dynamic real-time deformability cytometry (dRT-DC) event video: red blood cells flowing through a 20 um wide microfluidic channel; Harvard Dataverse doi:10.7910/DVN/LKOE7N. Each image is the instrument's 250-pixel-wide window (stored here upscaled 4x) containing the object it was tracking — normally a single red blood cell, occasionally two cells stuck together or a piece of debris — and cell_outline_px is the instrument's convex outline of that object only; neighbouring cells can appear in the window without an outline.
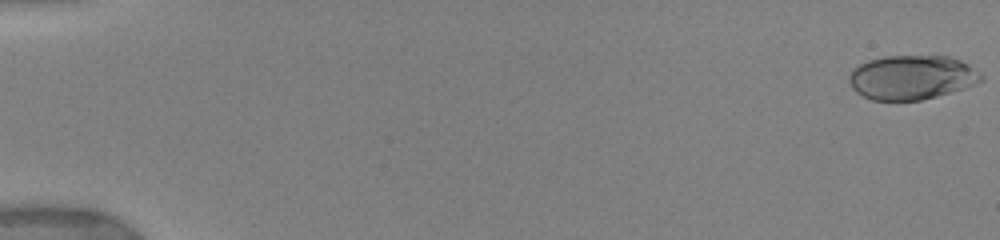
{"species": "human", "species_latin": "Homo sapiens", "temperature_condition": "warm", "stored_images_in_passage": 21, "camera_frame_rate_fps": 3000, "um_per_image_px": 0.085, "donor": {"sex": "female"}, "frame": {"image": 1, "passage_image": 1, "time_ms": 0.0, "image_size_px": [1000, 240], "cell_outline_px": [[984, 80], [964, 88], [936, 96], [920, 100], [872, 100], [856, 92], [852, 88], [848, 80], [848, 76], [852, 68], [868, 60], [884, 56], [948, 56], [960, 60], [968, 64], [984, 76]], "centroid_in_image_um": [77.48, 6.57], "position_along_channel_um": 7.5, "area_um2": 34.1}}
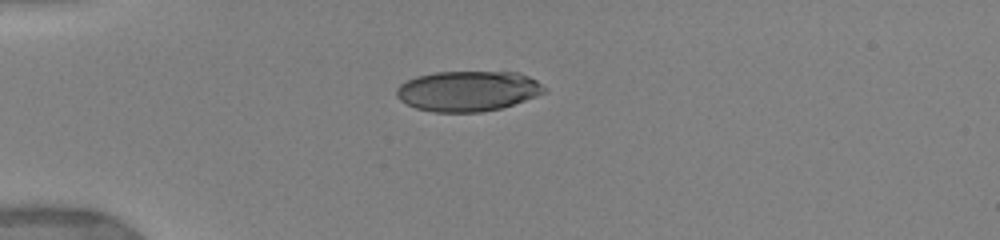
{"frame": {"image": 2, "passage_image": 11, "time_ms": 4.667, "image_size_px": [1000, 240], "cell_outline_px": [[548, 92], [500, 108], [480, 112], [436, 112], [416, 108], [400, 100], [396, 96], [396, 88], [400, 84], [416, 76], [436, 72], [520, 72], [536, 80], [548, 88]], "centroid_in_image_um": [39.79, 7.73], "position_along_channel_um": 45.2, "area_um2": 34.74}}
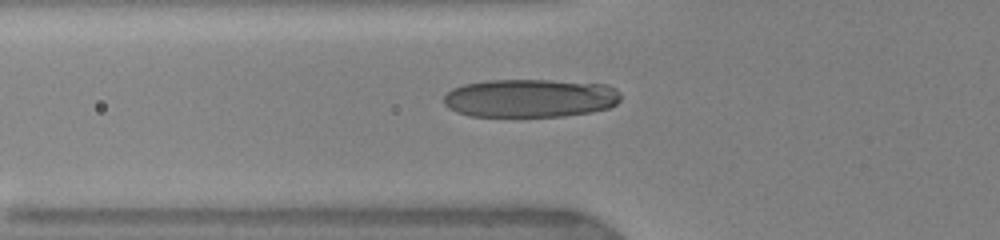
{"frame": {"image": 3, "passage_image": 15, "time_ms": 6.333, "image_size_px": [1000, 240], "cell_outline_px": [[620, 100], [616, 104], [608, 108], [592, 112], [564, 116], [468, 116], [456, 112], [448, 108], [444, 104], [444, 96], [452, 88], [464, 84], [488, 80], [548, 80], [608, 84], [616, 88], [620, 92]], "centroid_in_image_um": [45.08, 8.34], "position_along_channel_um": 80.7, "area_um2": 39.82}}